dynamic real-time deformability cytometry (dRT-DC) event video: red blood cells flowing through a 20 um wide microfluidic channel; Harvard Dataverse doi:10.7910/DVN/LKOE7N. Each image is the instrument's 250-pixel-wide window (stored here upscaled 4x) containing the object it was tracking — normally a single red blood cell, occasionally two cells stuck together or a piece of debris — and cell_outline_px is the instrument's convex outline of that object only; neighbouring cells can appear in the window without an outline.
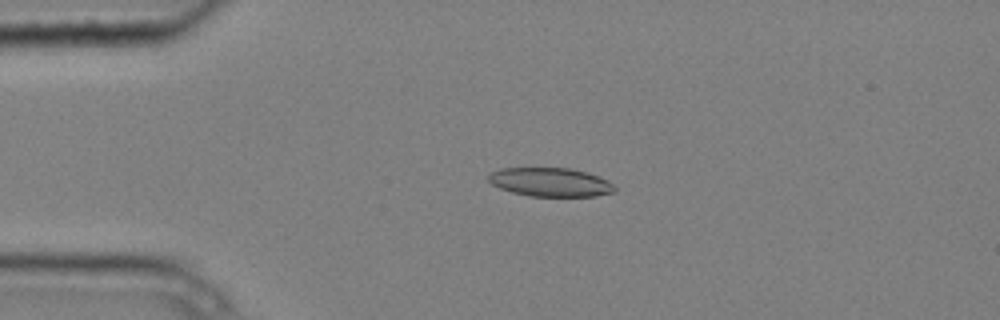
{"species": "common noctule bat (a hibernating species)", "species_latin": "Nyctalus noctula", "temperature_condition": "cold", "stored_images_in_passage": 6, "camera_frame_rate_fps": 3000, "um_per_image_px": 0.085, "animal": {"sex": "male", "body_mass_g": 20.4}, "frame": {"image": 1, "passage_image": 4, "time_ms": 1.0, "image_size_px": [1000, 320], "cell_outline_px": [[616, 192], [596, 196], [532, 196], [512, 192], [500, 188], [492, 184], [488, 180], [488, 172], [500, 168], [568, 168], [588, 172], [608, 180], [616, 188]], "centroid_in_image_um": [46.78, 15.48], "position_along_channel_um": 38.2, "area_um2": 21.27}}
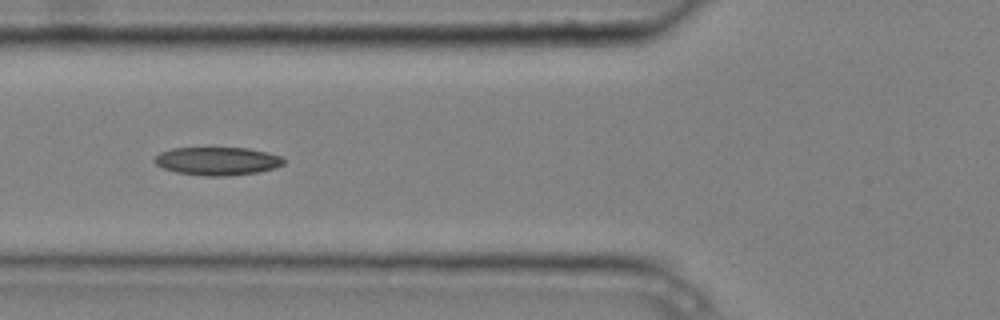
{"frame": {"image": 2, "passage_image": 6, "time_ms": 1.667, "image_size_px": [1000, 320], "cell_outline_px": [[284, 164], [276, 168], [256, 172], [232, 176], [204, 176], [176, 172], [164, 168], [156, 164], [152, 160], [160, 152], [172, 148], [248, 148], [268, 152], [280, 156], [284, 160]], "centroid_in_image_um": [18.48, 13.69], "position_along_channel_um": 107.3, "area_um2": 21.27}}